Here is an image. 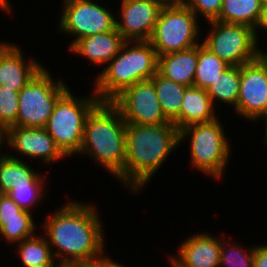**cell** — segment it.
I'll return each instance as SVG.
<instances>
[{"instance_id":"obj_1","label":"cell","mask_w":267,"mask_h":267,"mask_svg":"<svg viewBox=\"0 0 267 267\" xmlns=\"http://www.w3.org/2000/svg\"><path fill=\"white\" fill-rule=\"evenodd\" d=\"M97 210L91 203L67 200L38 226L57 262L93 261L106 254L104 223Z\"/></svg>"},{"instance_id":"obj_2","label":"cell","mask_w":267,"mask_h":267,"mask_svg":"<svg viewBox=\"0 0 267 267\" xmlns=\"http://www.w3.org/2000/svg\"><path fill=\"white\" fill-rule=\"evenodd\" d=\"M125 137L124 168L116 179L136 195L180 146L179 130L172 122L160 125L126 123Z\"/></svg>"},{"instance_id":"obj_3","label":"cell","mask_w":267,"mask_h":267,"mask_svg":"<svg viewBox=\"0 0 267 267\" xmlns=\"http://www.w3.org/2000/svg\"><path fill=\"white\" fill-rule=\"evenodd\" d=\"M126 122L111 101H100L85 121L82 146L77 154L90 157L116 178L124 168Z\"/></svg>"},{"instance_id":"obj_4","label":"cell","mask_w":267,"mask_h":267,"mask_svg":"<svg viewBox=\"0 0 267 267\" xmlns=\"http://www.w3.org/2000/svg\"><path fill=\"white\" fill-rule=\"evenodd\" d=\"M157 66L158 56L149 41H126L95 76L93 91L100 101H112L127 87L150 80L157 73Z\"/></svg>"},{"instance_id":"obj_5","label":"cell","mask_w":267,"mask_h":267,"mask_svg":"<svg viewBox=\"0 0 267 267\" xmlns=\"http://www.w3.org/2000/svg\"><path fill=\"white\" fill-rule=\"evenodd\" d=\"M223 128L218 117L214 121L188 125L179 130L180 145L187 139L190 144L191 167L219 181L225 176L232 154V145Z\"/></svg>"},{"instance_id":"obj_6","label":"cell","mask_w":267,"mask_h":267,"mask_svg":"<svg viewBox=\"0 0 267 267\" xmlns=\"http://www.w3.org/2000/svg\"><path fill=\"white\" fill-rule=\"evenodd\" d=\"M91 91L88 97H80L68 89L56 102L45 126L48 134L67 157L79 153L86 118L100 102L93 89Z\"/></svg>"},{"instance_id":"obj_7","label":"cell","mask_w":267,"mask_h":267,"mask_svg":"<svg viewBox=\"0 0 267 267\" xmlns=\"http://www.w3.org/2000/svg\"><path fill=\"white\" fill-rule=\"evenodd\" d=\"M45 66L19 91L16 126L45 128L58 99L69 89Z\"/></svg>"},{"instance_id":"obj_8","label":"cell","mask_w":267,"mask_h":267,"mask_svg":"<svg viewBox=\"0 0 267 267\" xmlns=\"http://www.w3.org/2000/svg\"><path fill=\"white\" fill-rule=\"evenodd\" d=\"M199 19L186 5H164L149 40L157 56L200 44L199 37L203 34Z\"/></svg>"},{"instance_id":"obj_9","label":"cell","mask_w":267,"mask_h":267,"mask_svg":"<svg viewBox=\"0 0 267 267\" xmlns=\"http://www.w3.org/2000/svg\"><path fill=\"white\" fill-rule=\"evenodd\" d=\"M210 24V25H209ZM210 26L202 44L229 66H242L258 58L261 48L250 26L208 21Z\"/></svg>"},{"instance_id":"obj_10","label":"cell","mask_w":267,"mask_h":267,"mask_svg":"<svg viewBox=\"0 0 267 267\" xmlns=\"http://www.w3.org/2000/svg\"><path fill=\"white\" fill-rule=\"evenodd\" d=\"M62 1L57 30L73 39L68 49L81 38L106 33L116 28L115 17L118 15H114L108 6L94 0Z\"/></svg>"},{"instance_id":"obj_11","label":"cell","mask_w":267,"mask_h":267,"mask_svg":"<svg viewBox=\"0 0 267 267\" xmlns=\"http://www.w3.org/2000/svg\"><path fill=\"white\" fill-rule=\"evenodd\" d=\"M111 102L119 109L126 123L137 125L171 123L162 111L151 79L127 87Z\"/></svg>"},{"instance_id":"obj_12","label":"cell","mask_w":267,"mask_h":267,"mask_svg":"<svg viewBox=\"0 0 267 267\" xmlns=\"http://www.w3.org/2000/svg\"><path fill=\"white\" fill-rule=\"evenodd\" d=\"M235 114L247 121L263 120L267 133V72L258 60L240 66V87Z\"/></svg>"},{"instance_id":"obj_13","label":"cell","mask_w":267,"mask_h":267,"mask_svg":"<svg viewBox=\"0 0 267 267\" xmlns=\"http://www.w3.org/2000/svg\"><path fill=\"white\" fill-rule=\"evenodd\" d=\"M4 143L6 148L16 151L14 154H6L14 159L21 157L43 162V165L54 164L67 156L56 145L55 140L48 134L45 128L10 127L5 131ZM17 155V156H16ZM19 155V156H18Z\"/></svg>"},{"instance_id":"obj_14","label":"cell","mask_w":267,"mask_h":267,"mask_svg":"<svg viewBox=\"0 0 267 267\" xmlns=\"http://www.w3.org/2000/svg\"><path fill=\"white\" fill-rule=\"evenodd\" d=\"M119 3L116 29L123 39L149 41L164 5L159 0H121Z\"/></svg>"},{"instance_id":"obj_15","label":"cell","mask_w":267,"mask_h":267,"mask_svg":"<svg viewBox=\"0 0 267 267\" xmlns=\"http://www.w3.org/2000/svg\"><path fill=\"white\" fill-rule=\"evenodd\" d=\"M178 247L177 255H169L171 267H219L221 236L210 232L190 234Z\"/></svg>"},{"instance_id":"obj_16","label":"cell","mask_w":267,"mask_h":267,"mask_svg":"<svg viewBox=\"0 0 267 267\" xmlns=\"http://www.w3.org/2000/svg\"><path fill=\"white\" fill-rule=\"evenodd\" d=\"M23 52L14 42H0V86L19 92L44 67Z\"/></svg>"},{"instance_id":"obj_17","label":"cell","mask_w":267,"mask_h":267,"mask_svg":"<svg viewBox=\"0 0 267 267\" xmlns=\"http://www.w3.org/2000/svg\"><path fill=\"white\" fill-rule=\"evenodd\" d=\"M126 41L115 28L106 33H98L77 40L69 52L89 60L93 65L102 67L108 64L120 51Z\"/></svg>"},{"instance_id":"obj_18","label":"cell","mask_w":267,"mask_h":267,"mask_svg":"<svg viewBox=\"0 0 267 267\" xmlns=\"http://www.w3.org/2000/svg\"><path fill=\"white\" fill-rule=\"evenodd\" d=\"M198 61V45L186 50L158 56L157 71L163 76L187 87L194 85Z\"/></svg>"},{"instance_id":"obj_19","label":"cell","mask_w":267,"mask_h":267,"mask_svg":"<svg viewBox=\"0 0 267 267\" xmlns=\"http://www.w3.org/2000/svg\"><path fill=\"white\" fill-rule=\"evenodd\" d=\"M213 104L207 91L195 86L187 87L184 91L180 110V130L196 123H208L219 116L215 114Z\"/></svg>"},{"instance_id":"obj_20","label":"cell","mask_w":267,"mask_h":267,"mask_svg":"<svg viewBox=\"0 0 267 267\" xmlns=\"http://www.w3.org/2000/svg\"><path fill=\"white\" fill-rule=\"evenodd\" d=\"M25 159H14L6 153H0V193L6 194L12 185L45 184V175L37 172ZM39 173V174H38Z\"/></svg>"},{"instance_id":"obj_21","label":"cell","mask_w":267,"mask_h":267,"mask_svg":"<svg viewBox=\"0 0 267 267\" xmlns=\"http://www.w3.org/2000/svg\"><path fill=\"white\" fill-rule=\"evenodd\" d=\"M151 80L165 117L180 130V110L187 86L163 77L158 71Z\"/></svg>"},{"instance_id":"obj_22","label":"cell","mask_w":267,"mask_h":267,"mask_svg":"<svg viewBox=\"0 0 267 267\" xmlns=\"http://www.w3.org/2000/svg\"><path fill=\"white\" fill-rule=\"evenodd\" d=\"M22 267H56L57 261L46 236L42 233L26 238L15 244Z\"/></svg>"},{"instance_id":"obj_23","label":"cell","mask_w":267,"mask_h":267,"mask_svg":"<svg viewBox=\"0 0 267 267\" xmlns=\"http://www.w3.org/2000/svg\"><path fill=\"white\" fill-rule=\"evenodd\" d=\"M263 9L261 0H223L216 21L243 24L256 28Z\"/></svg>"},{"instance_id":"obj_24","label":"cell","mask_w":267,"mask_h":267,"mask_svg":"<svg viewBox=\"0 0 267 267\" xmlns=\"http://www.w3.org/2000/svg\"><path fill=\"white\" fill-rule=\"evenodd\" d=\"M240 87V66H229L211 82L206 89L215 107L221 103L226 106H237Z\"/></svg>"},{"instance_id":"obj_25","label":"cell","mask_w":267,"mask_h":267,"mask_svg":"<svg viewBox=\"0 0 267 267\" xmlns=\"http://www.w3.org/2000/svg\"><path fill=\"white\" fill-rule=\"evenodd\" d=\"M228 67L229 65L225 61L212 53L201 42L198 44V61L193 86L206 90L211 82Z\"/></svg>"},{"instance_id":"obj_26","label":"cell","mask_w":267,"mask_h":267,"mask_svg":"<svg viewBox=\"0 0 267 267\" xmlns=\"http://www.w3.org/2000/svg\"><path fill=\"white\" fill-rule=\"evenodd\" d=\"M33 213L22 210L20 218L0 219V238L6 240L7 245H15L22 240L36 234L37 225Z\"/></svg>"},{"instance_id":"obj_27","label":"cell","mask_w":267,"mask_h":267,"mask_svg":"<svg viewBox=\"0 0 267 267\" xmlns=\"http://www.w3.org/2000/svg\"><path fill=\"white\" fill-rule=\"evenodd\" d=\"M232 242V243H231ZM254 246L238 245L232 240L221 237L219 267H253Z\"/></svg>"},{"instance_id":"obj_28","label":"cell","mask_w":267,"mask_h":267,"mask_svg":"<svg viewBox=\"0 0 267 267\" xmlns=\"http://www.w3.org/2000/svg\"><path fill=\"white\" fill-rule=\"evenodd\" d=\"M46 184H21L12 185V189L6 194L15 201L23 210L33 213L36 205L43 202L47 197L45 191Z\"/></svg>"},{"instance_id":"obj_29","label":"cell","mask_w":267,"mask_h":267,"mask_svg":"<svg viewBox=\"0 0 267 267\" xmlns=\"http://www.w3.org/2000/svg\"><path fill=\"white\" fill-rule=\"evenodd\" d=\"M19 92L0 86V127L6 131L16 127Z\"/></svg>"},{"instance_id":"obj_30","label":"cell","mask_w":267,"mask_h":267,"mask_svg":"<svg viewBox=\"0 0 267 267\" xmlns=\"http://www.w3.org/2000/svg\"><path fill=\"white\" fill-rule=\"evenodd\" d=\"M223 0H188L186 6L189 7L199 18L203 17L207 21L214 20L222 7Z\"/></svg>"},{"instance_id":"obj_31","label":"cell","mask_w":267,"mask_h":267,"mask_svg":"<svg viewBox=\"0 0 267 267\" xmlns=\"http://www.w3.org/2000/svg\"><path fill=\"white\" fill-rule=\"evenodd\" d=\"M22 210L7 194H0V219L20 218Z\"/></svg>"},{"instance_id":"obj_32","label":"cell","mask_w":267,"mask_h":267,"mask_svg":"<svg viewBox=\"0 0 267 267\" xmlns=\"http://www.w3.org/2000/svg\"><path fill=\"white\" fill-rule=\"evenodd\" d=\"M253 267H267V244L254 246Z\"/></svg>"},{"instance_id":"obj_33","label":"cell","mask_w":267,"mask_h":267,"mask_svg":"<svg viewBox=\"0 0 267 267\" xmlns=\"http://www.w3.org/2000/svg\"><path fill=\"white\" fill-rule=\"evenodd\" d=\"M118 261L109 258L107 254L103 257L93 260L83 262V267H116Z\"/></svg>"},{"instance_id":"obj_34","label":"cell","mask_w":267,"mask_h":267,"mask_svg":"<svg viewBox=\"0 0 267 267\" xmlns=\"http://www.w3.org/2000/svg\"><path fill=\"white\" fill-rule=\"evenodd\" d=\"M260 30H262V31L264 30V31L267 32V6H263V9L261 11L260 20L258 22V25L255 28V37H256L257 42L259 43V45H261L260 42H259L260 38L258 36Z\"/></svg>"},{"instance_id":"obj_35","label":"cell","mask_w":267,"mask_h":267,"mask_svg":"<svg viewBox=\"0 0 267 267\" xmlns=\"http://www.w3.org/2000/svg\"><path fill=\"white\" fill-rule=\"evenodd\" d=\"M0 11L10 14L12 11V3L9 0H0Z\"/></svg>"},{"instance_id":"obj_36","label":"cell","mask_w":267,"mask_h":267,"mask_svg":"<svg viewBox=\"0 0 267 267\" xmlns=\"http://www.w3.org/2000/svg\"><path fill=\"white\" fill-rule=\"evenodd\" d=\"M56 267H83V262H58Z\"/></svg>"},{"instance_id":"obj_37","label":"cell","mask_w":267,"mask_h":267,"mask_svg":"<svg viewBox=\"0 0 267 267\" xmlns=\"http://www.w3.org/2000/svg\"><path fill=\"white\" fill-rule=\"evenodd\" d=\"M163 5H186L188 0H159Z\"/></svg>"},{"instance_id":"obj_38","label":"cell","mask_w":267,"mask_h":267,"mask_svg":"<svg viewBox=\"0 0 267 267\" xmlns=\"http://www.w3.org/2000/svg\"><path fill=\"white\" fill-rule=\"evenodd\" d=\"M257 59L265 66L267 72V50H260Z\"/></svg>"},{"instance_id":"obj_39","label":"cell","mask_w":267,"mask_h":267,"mask_svg":"<svg viewBox=\"0 0 267 267\" xmlns=\"http://www.w3.org/2000/svg\"><path fill=\"white\" fill-rule=\"evenodd\" d=\"M4 138H5V131L0 127V149H3L2 147H4L5 143H4ZM3 150H0V153Z\"/></svg>"},{"instance_id":"obj_40","label":"cell","mask_w":267,"mask_h":267,"mask_svg":"<svg viewBox=\"0 0 267 267\" xmlns=\"http://www.w3.org/2000/svg\"><path fill=\"white\" fill-rule=\"evenodd\" d=\"M263 137L264 138H262L263 140L262 144H264V146L267 147V133Z\"/></svg>"},{"instance_id":"obj_41","label":"cell","mask_w":267,"mask_h":267,"mask_svg":"<svg viewBox=\"0 0 267 267\" xmlns=\"http://www.w3.org/2000/svg\"><path fill=\"white\" fill-rule=\"evenodd\" d=\"M262 6H267V0H261Z\"/></svg>"},{"instance_id":"obj_42","label":"cell","mask_w":267,"mask_h":267,"mask_svg":"<svg viewBox=\"0 0 267 267\" xmlns=\"http://www.w3.org/2000/svg\"><path fill=\"white\" fill-rule=\"evenodd\" d=\"M116 267H125V265H121V263H117Z\"/></svg>"}]
</instances>
